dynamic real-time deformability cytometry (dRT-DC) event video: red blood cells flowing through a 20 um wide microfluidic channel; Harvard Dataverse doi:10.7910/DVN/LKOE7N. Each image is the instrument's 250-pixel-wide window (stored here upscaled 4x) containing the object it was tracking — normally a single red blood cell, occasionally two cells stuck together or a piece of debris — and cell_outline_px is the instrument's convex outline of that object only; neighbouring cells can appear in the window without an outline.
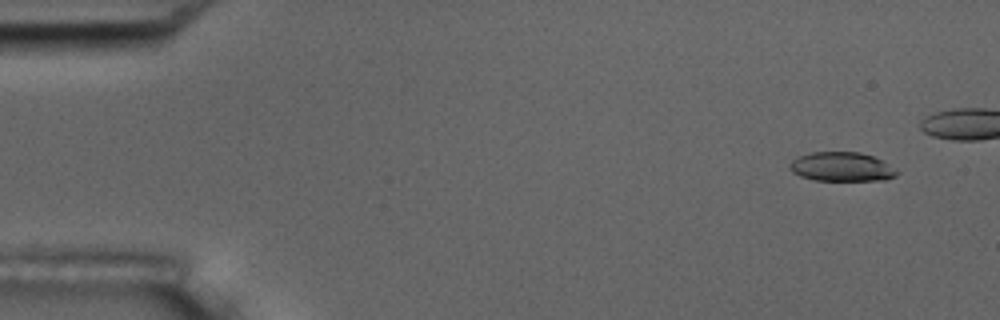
{"species": "common noctule bat (a hibernating species)", "species_latin": "Nyctalus noctula", "temperature_condition": "room temperature", "stored_images_in_passage": 4, "camera_frame_rate_fps": 3000, "um_per_image_px": 0.085, "animal": {"sex": "male", "body_mass_g": 17.5, "forearm_length_mm": 52.3}, "frame": {"image": 1, "passage_image": 1, "time_ms": 0.0, "image_size_px": [1000, 320], "cell_outline_px": [[900, 172], [896, 176], [884, 180], [812, 180], [800, 176], [792, 172], [788, 168], [788, 164], [796, 156], [812, 152], [860, 152], [872, 156], [896, 168]], "centroid_in_image_um": [71.51, 14.18], "position_along_channel_um": 13.5, "area_um2": 18.38}}